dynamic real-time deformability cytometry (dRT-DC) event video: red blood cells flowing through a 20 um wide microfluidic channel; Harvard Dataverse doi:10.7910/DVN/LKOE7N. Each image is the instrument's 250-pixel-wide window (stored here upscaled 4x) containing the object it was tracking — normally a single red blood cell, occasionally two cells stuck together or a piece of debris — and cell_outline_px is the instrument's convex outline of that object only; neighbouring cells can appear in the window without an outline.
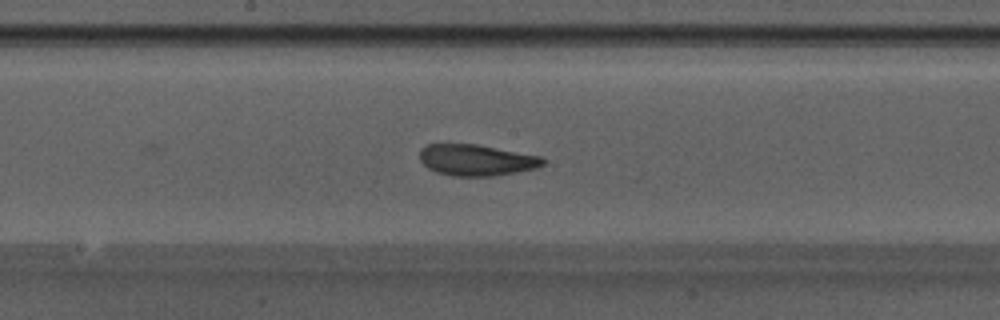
{"species": "Egyptian fruit bat (a non-hibernating species)", "species_latin": "Rousettus aegyptiacus", "temperature_condition": "warm", "stored_images_in_passage": 37, "camera_frame_rate_fps": 3000, "um_per_image_px": 0.085, "animal": {"sex": "male"}, "frame": {"image": 1, "passage_image": 14, "time_ms": 4.333, "image_size_px": [1000, 320], "cell_outline_px": [[548, 160], [544, 164], [536, 168], [516, 172], [492, 176], [452, 176], [436, 172], [428, 168], [420, 160], [420, 148], [428, 144], [476, 144], [540, 156]], "centroid_in_image_um": [40.49, 13.61], "position_along_channel_um": 207.7, "area_um2": 22.43}}